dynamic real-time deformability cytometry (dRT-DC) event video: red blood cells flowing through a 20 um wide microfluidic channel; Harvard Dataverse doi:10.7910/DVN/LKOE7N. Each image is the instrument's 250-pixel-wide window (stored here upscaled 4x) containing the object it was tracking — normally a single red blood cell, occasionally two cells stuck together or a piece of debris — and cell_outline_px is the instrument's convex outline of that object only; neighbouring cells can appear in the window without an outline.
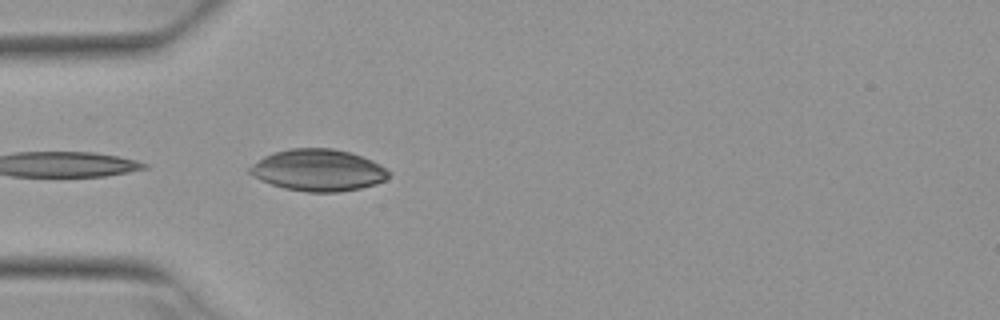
{"species": "Egyptian fruit bat (a non-hibernating species)", "species_latin": "Rousettus aegyptiacus", "temperature_condition": "warm", "stored_images_in_passage": 4, "camera_frame_rate_fps": 3000, "um_per_image_px": 0.085, "animal": {"sex": "female"}, "frame": {"image": 1, "passage_image": 4, "time_ms": 1.0, "image_size_px": [1000, 320], "cell_outline_px": [[392, 172], [384, 180], [376, 184], [360, 188], [340, 192], [308, 192], [284, 188], [260, 180], [252, 176], [248, 172], [248, 168], [252, 164], [264, 156], [272, 152], [288, 148], [332, 148], [352, 152], [372, 160], [380, 164]], "centroid_in_image_um": [27.04, 14.45], "position_along_channel_um": 58.0, "area_um2": 34.1}}